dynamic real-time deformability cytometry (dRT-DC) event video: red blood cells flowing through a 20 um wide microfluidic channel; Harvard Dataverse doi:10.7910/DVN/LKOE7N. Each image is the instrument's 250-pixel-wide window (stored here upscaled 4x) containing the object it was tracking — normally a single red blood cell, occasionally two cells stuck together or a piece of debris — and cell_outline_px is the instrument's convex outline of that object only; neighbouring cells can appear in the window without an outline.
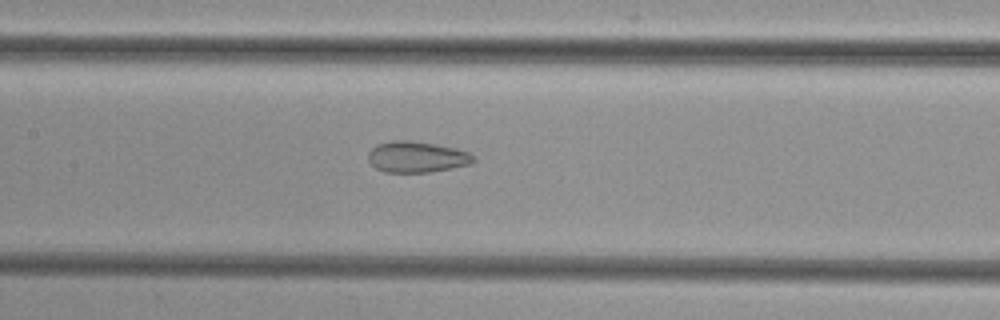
{"species": "common noctule bat (a hibernating species)", "species_latin": "Nyctalus noctula", "temperature_condition": "cold", "stored_images_in_passage": 41, "camera_frame_rate_fps": 3000, "um_per_image_px": 0.085, "animal": {"sex": "female", "body_mass_g": 29.2, "forearm_length_mm": 56.3}, "frame": {"image": 1, "passage_image": 14, "time_ms": 4.333, "image_size_px": [1000, 320], "cell_outline_px": [[476, 160], [472, 164], [452, 168], [428, 172], [384, 172], [376, 168], [368, 160], [368, 152], [376, 144], [392, 140], [408, 140], [436, 144], [456, 148], [468, 152]], "centroid_in_image_um": [35.42, 13.33], "position_along_channel_um": 172.0, "area_um2": 19.13}}
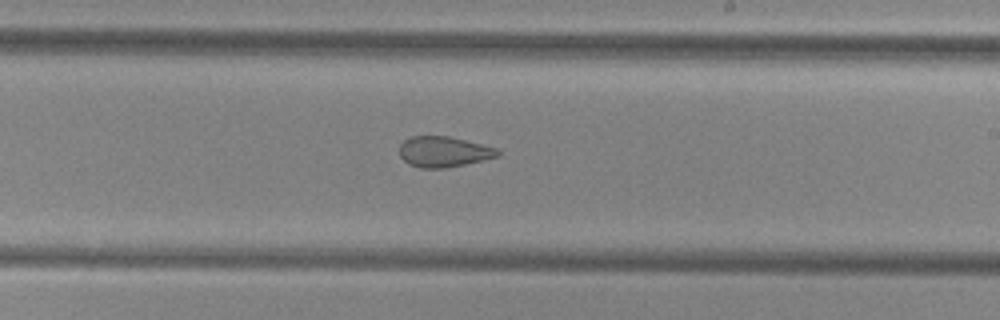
{"frame": {"image": 2, "passage_image": 20, "time_ms": 6.333, "image_size_px": [1000, 320], "cell_outline_px": [[500, 156], [464, 164], [444, 168], [420, 168], [408, 164], [400, 156], [400, 144], [404, 140], [412, 136], [448, 136], [496, 148], [500, 152]], "centroid_in_image_um": [37.68, 12.9], "position_along_channel_um": 251.3, "area_um2": 17.34}}
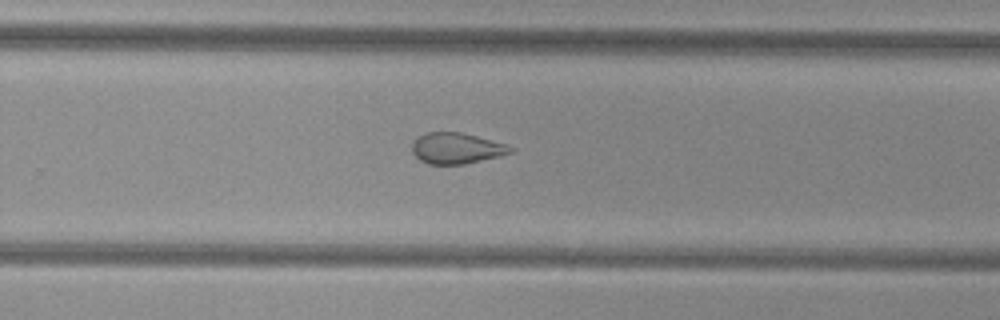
{"frame": {"image": 3, "passage_image": 23, "time_ms": 7.333, "image_size_px": [1000, 320], "cell_outline_px": [[516, 148], [512, 152], [500, 156], [464, 164], [428, 164], [420, 160], [412, 152], [412, 144], [424, 132], [460, 132], [476, 136], [504, 144]], "centroid_in_image_um": [38.8, 12.61], "position_along_channel_um": 291.0, "area_um2": 17.57}}